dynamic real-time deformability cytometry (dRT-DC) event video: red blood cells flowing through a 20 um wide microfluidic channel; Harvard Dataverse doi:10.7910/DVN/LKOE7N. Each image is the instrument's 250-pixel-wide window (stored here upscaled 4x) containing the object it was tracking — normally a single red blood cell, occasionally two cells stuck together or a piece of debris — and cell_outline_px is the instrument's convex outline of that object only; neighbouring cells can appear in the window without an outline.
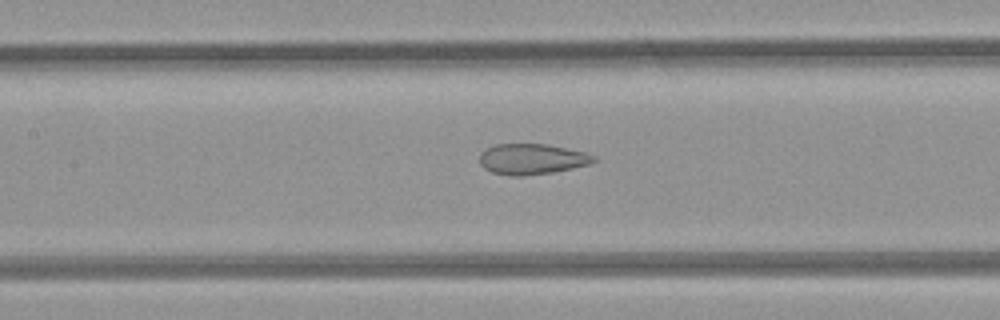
{"species": "common noctule bat (a hibernating species)", "species_latin": "Nyctalus noctula", "temperature_condition": "room temperature", "stored_images_in_passage": 26, "camera_frame_rate_fps": 3000, "um_per_image_px": 0.085, "animal": {"sex": "female", "body_mass_g": 21.9}, "frame": {"image": 1, "passage_image": 9, "time_ms": 2.667, "image_size_px": [1000, 320], "cell_outline_px": [[596, 160], [588, 164], [572, 168], [552, 172], [524, 176], [508, 176], [492, 172], [484, 168], [480, 164], [480, 152], [496, 144], [548, 144], [584, 152], [596, 156]], "centroid_in_image_um": [45.19, 13.52], "position_along_channel_um": 162.2, "area_um2": 20.35}}
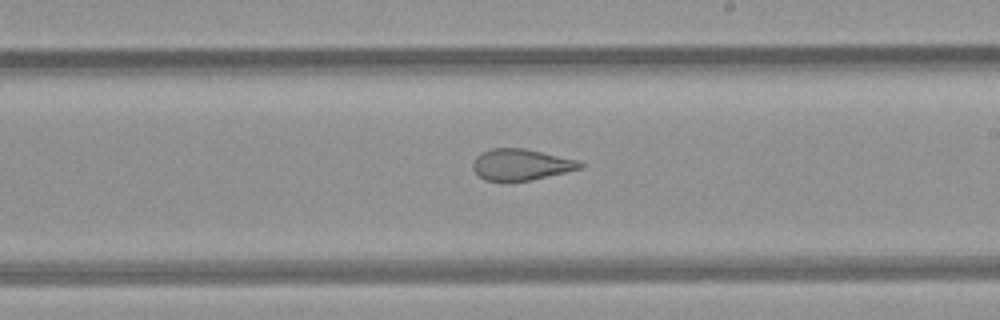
{"frame": {"image": 2, "passage_image": 15, "time_ms": 4.667, "image_size_px": [1000, 320], "cell_outline_px": [[584, 164], [580, 168], [564, 172], [528, 180], [484, 180], [472, 168], [472, 164], [476, 156], [480, 152], [492, 148], [524, 148], [576, 160]], "centroid_in_image_um": [44.22, 13.97], "position_along_channel_um": 244.8, "area_um2": 19.02}}
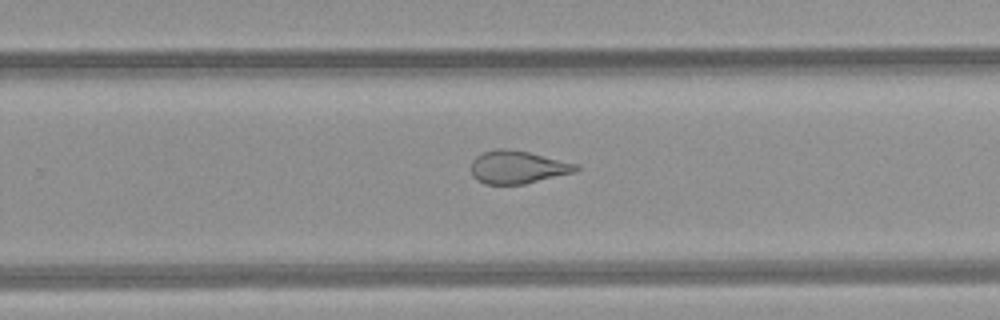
{"frame": {"image": 3, "passage_image": 18, "time_ms": 5.667, "image_size_px": [1000, 320], "cell_outline_px": [[580, 168], [576, 172], [524, 184], [484, 184], [476, 180], [472, 176], [472, 160], [476, 156], [484, 152], [496, 148], [508, 148], [528, 152], [576, 164]], "centroid_in_image_um": [43.97, 14.21], "position_along_channel_um": 285.8, "area_um2": 20.06}}